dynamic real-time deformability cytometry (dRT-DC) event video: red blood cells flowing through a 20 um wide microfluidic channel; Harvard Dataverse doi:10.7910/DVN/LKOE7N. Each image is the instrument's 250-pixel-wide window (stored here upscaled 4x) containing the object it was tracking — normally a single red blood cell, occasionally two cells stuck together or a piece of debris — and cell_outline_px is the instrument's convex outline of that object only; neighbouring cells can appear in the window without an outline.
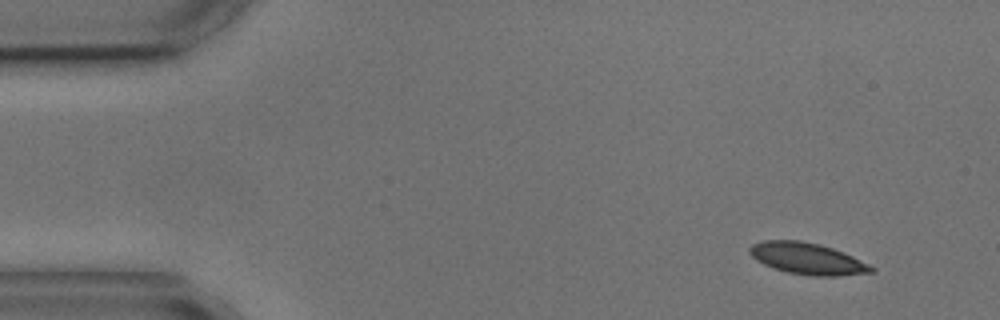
{"species": "common noctule bat (a hibernating species)", "species_latin": "Nyctalus noctula", "temperature_condition": "cold", "stored_images_in_passage": 4, "camera_frame_rate_fps": 3000, "um_per_image_px": 0.085, "animal": {"sex": "male", "body_mass_g": 17.9, "forearm_length_mm": 54.2}, "frame": {"image": 1, "passage_image": 1, "time_ms": 0.0, "image_size_px": [1000, 320], "cell_outline_px": [[876, 272], [840, 276], [812, 276], [788, 272], [764, 264], [756, 260], [748, 252], [748, 248], [752, 244], [764, 240], [800, 240], [820, 244], [844, 252], [876, 268]], "centroid_in_image_um": [68.64, 21.98], "position_along_channel_um": 16.4, "area_um2": 22.43}}
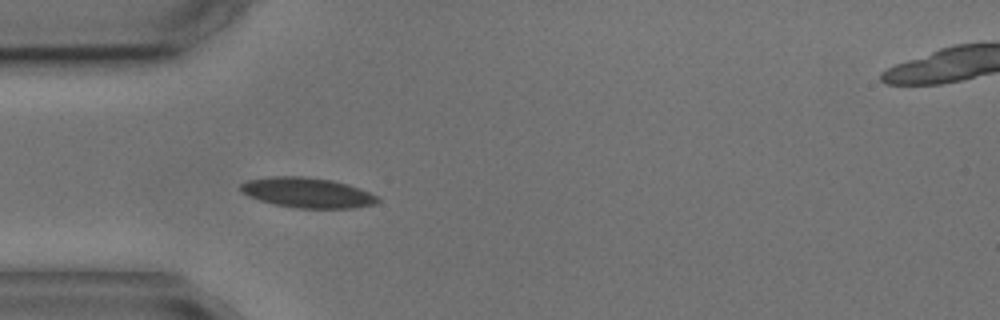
{"frame": {"image": 2, "passage_image": 4, "time_ms": 3.667, "image_size_px": [1000, 320], "cell_outline_px": [[380, 200], [376, 204], [352, 208], [296, 208], [276, 204], [260, 200], [248, 196], [240, 188], [240, 184], [248, 180], [272, 176], [300, 176], [332, 180], [348, 184], [360, 188], [376, 196]], "centroid_in_image_um": [26.14, 16.37], "position_along_channel_um": 58.9, "area_um2": 23.87}}